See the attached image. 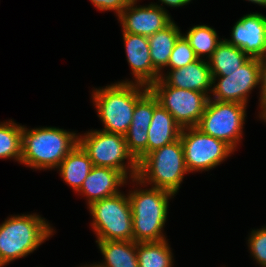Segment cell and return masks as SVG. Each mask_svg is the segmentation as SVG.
Wrapping results in <instances>:
<instances>
[{"instance_id": "1", "label": "cell", "mask_w": 266, "mask_h": 267, "mask_svg": "<svg viewBox=\"0 0 266 267\" xmlns=\"http://www.w3.org/2000/svg\"><path fill=\"white\" fill-rule=\"evenodd\" d=\"M149 87L121 81L92 92V100L99 119L104 124L102 131L125 136L131 125L136 102Z\"/></svg>"}, {"instance_id": "2", "label": "cell", "mask_w": 266, "mask_h": 267, "mask_svg": "<svg viewBox=\"0 0 266 267\" xmlns=\"http://www.w3.org/2000/svg\"><path fill=\"white\" fill-rule=\"evenodd\" d=\"M78 144V135L57 127L22 128L21 164L31 169L58 168Z\"/></svg>"}, {"instance_id": "3", "label": "cell", "mask_w": 266, "mask_h": 267, "mask_svg": "<svg viewBox=\"0 0 266 267\" xmlns=\"http://www.w3.org/2000/svg\"><path fill=\"white\" fill-rule=\"evenodd\" d=\"M53 232L50 223L36 213L8 217L0 224V267L33 253Z\"/></svg>"}, {"instance_id": "4", "label": "cell", "mask_w": 266, "mask_h": 267, "mask_svg": "<svg viewBox=\"0 0 266 267\" xmlns=\"http://www.w3.org/2000/svg\"><path fill=\"white\" fill-rule=\"evenodd\" d=\"M189 173L185 165L184 149L180 139L147 154L138 163V172L132 182L151 185L176 194Z\"/></svg>"}, {"instance_id": "5", "label": "cell", "mask_w": 266, "mask_h": 267, "mask_svg": "<svg viewBox=\"0 0 266 267\" xmlns=\"http://www.w3.org/2000/svg\"><path fill=\"white\" fill-rule=\"evenodd\" d=\"M172 196L176 195L153 187L129 191L134 242L166 240L163 227L167 220L169 199Z\"/></svg>"}, {"instance_id": "6", "label": "cell", "mask_w": 266, "mask_h": 267, "mask_svg": "<svg viewBox=\"0 0 266 267\" xmlns=\"http://www.w3.org/2000/svg\"><path fill=\"white\" fill-rule=\"evenodd\" d=\"M78 144L87 153L93 166L116 169L126 178L128 174L131 179L137 176L138 163L127 149L125 136L91 129L84 136L78 135Z\"/></svg>"}, {"instance_id": "7", "label": "cell", "mask_w": 266, "mask_h": 267, "mask_svg": "<svg viewBox=\"0 0 266 267\" xmlns=\"http://www.w3.org/2000/svg\"><path fill=\"white\" fill-rule=\"evenodd\" d=\"M96 241H133L132 212L128 194L101 199L88 206Z\"/></svg>"}, {"instance_id": "8", "label": "cell", "mask_w": 266, "mask_h": 267, "mask_svg": "<svg viewBox=\"0 0 266 267\" xmlns=\"http://www.w3.org/2000/svg\"><path fill=\"white\" fill-rule=\"evenodd\" d=\"M247 105L209 99L196 128L220 139L234 150L242 139Z\"/></svg>"}, {"instance_id": "9", "label": "cell", "mask_w": 266, "mask_h": 267, "mask_svg": "<svg viewBox=\"0 0 266 267\" xmlns=\"http://www.w3.org/2000/svg\"><path fill=\"white\" fill-rule=\"evenodd\" d=\"M149 89L182 128L197 126L210 97L199 91L169 86L162 78Z\"/></svg>"}, {"instance_id": "10", "label": "cell", "mask_w": 266, "mask_h": 267, "mask_svg": "<svg viewBox=\"0 0 266 267\" xmlns=\"http://www.w3.org/2000/svg\"><path fill=\"white\" fill-rule=\"evenodd\" d=\"M180 140L189 173L208 171L220 165L235 151L226 142L204 134L196 127L182 128Z\"/></svg>"}, {"instance_id": "11", "label": "cell", "mask_w": 266, "mask_h": 267, "mask_svg": "<svg viewBox=\"0 0 266 267\" xmlns=\"http://www.w3.org/2000/svg\"><path fill=\"white\" fill-rule=\"evenodd\" d=\"M259 62L260 58L250 57L238 70L227 73V76L212 77L213 98L209 99L247 105L249 93L259 85Z\"/></svg>"}, {"instance_id": "12", "label": "cell", "mask_w": 266, "mask_h": 267, "mask_svg": "<svg viewBox=\"0 0 266 267\" xmlns=\"http://www.w3.org/2000/svg\"><path fill=\"white\" fill-rule=\"evenodd\" d=\"M136 3L137 0H131L118 16L122 32L149 37L174 21L162 4L137 6Z\"/></svg>"}, {"instance_id": "13", "label": "cell", "mask_w": 266, "mask_h": 267, "mask_svg": "<svg viewBox=\"0 0 266 267\" xmlns=\"http://www.w3.org/2000/svg\"><path fill=\"white\" fill-rule=\"evenodd\" d=\"M228 44L241 49L249 57L264 58L266 55V16L250 13L241 17L231 30Z\"/></svg>"}, {"instance_id": "14", "label": "cell", "mask_w": 266, "mask_h": 267, "mask_svg": "<svg viewBox=\"0 0 266 267\" xmlns=\"http://www.w3.org/2000/svg\"><path fill=\"white\" fill-rule=\"evenodd\" d=\"M158 105L159 102L150 89L136 102L125 139L127 149L137 163L147 155L148 129L154 109Z\"/></svg>"}, {"instance_id": "15", "label": "cell", "mask_w": 266, "mask_h": 267, "mask_svg": "<svg viewBox=\"0 0 266 267\" xmlns=\"http://www.w3.org/2000/svg\"><path fill=\"white\" fill-rule=\"evenodd\" d=\"M123 40L133 83L150 87L161 76L152 65L148 37L123 32Z\"/></svg>"}, {"instance_id": "16", "label": "cell", "mask_w": 266, "mask_h": 267, "mask_svg": "<svg viewBox=\"0 0 266 267\" xmlns=\"http://www.w3.org/2000/svg\"><path fill=\"white\" fill-rule=\"evenodd\" d=\"M128 180L120 171L103 166H93L77 191L87 198V205L120 193L119 187Z\"/></svg>"}, {"instance_id": "17", "label": "cell", "mask_w": 266, "mask_h": 267, "mask_svg": "<svg viewBox=\"0 0 266 267\" xmlns=\"http://www.w3.org/2000/svg\"><path fill=\"white\" fill-rule=\"evenodd\" d=\"M162 78L169 86L199 91L210 95L212 89V75L208 61L198 59L185 67H180L170 72ZM210 92V93H209Z\"/></svg>"}, {"instance_id": "18", "label": "cell", "mask_w": 266, "mask_h": 267, "mask_svg": "<svg viewBox=\"0 0 266 267\" xmlns=\"http://www.w3.org/2000/svg\"><path fill=\"white\" fill-rule=\"evenodd\" d=\"M181 131L174 117L159 104L148 129L147 154L180 139Z\"/></svg>"}, {"instance_id": "19", "label": "cell", "mask_w": 266, "mask_h": 267, "mask_svg": "<svg viewBox=\"0 0 266 267\" xmlns=\"http://www.w3.org/2000/svg\"><path fill=\"white\" fill-rule=\"evenodd\" d=\"M96 243L105 261L91 264L92 267H139L137 242L106 240Z\"/></svg>"}, {"instance_id": "20", "label": "cell", "mask_w": 266, "mask_h": 267, "mask_svg": "<svg viewBox=\"0 0 266 267\" xmlns=\"http://www.w3.org/2000/svg\"><path fill=\"white\" fill-rule=\"evenodd\" d=\"M92 168L93 163L91 159L79 144L66 155L58 166L61 178H63V181L71 186L76 193L81 188L83 181Z\"/></svg>"}, {"instance_id": "21", "label": "cell", "mask_w": 266, "mask_h": 267, "mask_svg": "<svg viewBox=\"0 0 266 267\" xmlns=\"http://www.w3.org/2000/svg\"><path fill=\"white\" fill-rule=\"evenodd\" d=\"M182 35L180 28L173 21L169 26L148 37L150 56L153 67L163 77V71L168 66V61L175 43Z\"/></svg>"}, {"instance_id": "22", "label": "cell", "mask_w": 266, "mask_h": 267, "mask_svg": "<svg viewBox=\"0 0 266 267\" xmlns=\"http://www.w3.org/2000/svg\"><path fill=\"white\" fill-rule=\"evenodd\" d=\"M249 58L241 49L223 40L207 61L212 77H224L238 70Z\"/></svg>"}, {"instance_id": "23", "label": "cell", "mask_w": 266, "mask_h": 267, "mask_svg": "<svg viewBox=\"0 0 266 267\" xmlns=\"http://www.w3.org/2000/svg\"><path fill=\"white\" fill-rule=\"evenodd\" d=\"M168 240L138 242L137 260L139 267H172L173 253Z\"/></svg>"}, {"instance_id": "24", "label": "cell", "mask_w": 266, "mask_h": 267, "mask_svg": "<svg viewBox=\"0 0 266 267\" xmlns=\"http://www.w3.org/2000/svg\"><path fill=\"white\" fill-rule=\"evenodd\" d=\"M199 59L207 60L212 56L217 46L223 41L216 30L207 25H196L183 34ZM206 55V59L205 56Z\"/></svg>"}, {"instance_id": "25", "label": "cell", "mask_w": 266, "mask_h": 267, "mask_svg": "<svg viewBox=\"0 0 266 267\" xmlns=\"http://www.w3.org/2000/svg\"><path fill=\"white\" fill-rule=\"evenodd\" d=\"M22 125L9 120L0 123V159H15L21 162Z\"/></svg>"}, {"instance_id": "26", "label": "cell", "mask_w": 266, "mask_h": 267, "mask_svg": "<svg viewBox=\"0 0 266 267\" xmlns=\"http://www.w3.org/2000/svg\"><path fill=\"white\" fill-rule=\"evenodd\" d=\"M198 59L189 41L182 34L175 43L167 67L170 68L169 70H175L180 67H185Z\"/></svg>"}, {"instance_id": "27", "label": "cell", "mask_w": 266, "mask_h": 267, "mask_svg": "<svg viewBox=\"0 0 266 267\" xmlns=\"http://www.w3.org/2000/svg\"><path fill=\"white\" fill-rule=\"evenodd\" d=\"M248 247L256 262L261 267H266V226L251 231L248 238Z\"/></svg>"}, {"instance_id": "28", "label": "cell", "mask_w": 266, "mask_h": 267, "mask_svg": "<svg viewBox=\"0 0 266 267\" xmlns=\"http://www.w3.org/2000/svg\"><path fill=\"white\" fill-rule=\"evenodd\" d=\"M100 11H115L117 17L122 13L131 0H90Z\"/></svg>"}, {"instance_id": "29", "label": "cell", "mask_w": 266, "mask_h": 267, "mask_svg": "<svg viewBox=\"0 0 266 267\" xmlns=\"http://www.w3.org/2000/svg\"><path fill=\"white\" fill-rule=\"evenodd\" d=\"M261 84V85H260ZM260 87V98L259 103L261 104L266 100V59L260 58L259 62V86Z\"/></svg>"}, {"instance_id": "30", "label": "cell", "mask_w": 266, "mask_h": 267, "mask_svg": "<svg viewBox=\"0 0 266 267\" xmlns=\"http://www.w3.org/2000/svg\"><path fill=\"white\" fill-rule=\"evenodd\" d=\"M162 4L170 7H182L186 4H189L191 0H159Z\"/></svg>"}, {"instance_id": "31", "label": "cell", "mask_w": 266, "mask_h": 267, "mask_svg": "<svg viewBox=\"0 0 266 267\" xmlns=\"http://www.w3.org/2000/svg\"><path fill=\"white\" fill-rule=\"evenodd\" d=\"M260 112H259V118L261 120L263 119L264 122H266V100H264L261 104H259Z\"/></svg>"}, {"instance_id": "32", "label": "cell", "mask_w": 266, "mask_h": 267, "mask_svg": "<svg viewBox=\"0 0 266 267\" xmlns=\"http://www.w3.org/2000/svg\"><path fill=\"white\" fill-rule=\"evenodd\" d=\"M247 1H250L252 3H255V4H258L260 6H265L266 7V0H247Z\"/></svg>"}]
</instances>
